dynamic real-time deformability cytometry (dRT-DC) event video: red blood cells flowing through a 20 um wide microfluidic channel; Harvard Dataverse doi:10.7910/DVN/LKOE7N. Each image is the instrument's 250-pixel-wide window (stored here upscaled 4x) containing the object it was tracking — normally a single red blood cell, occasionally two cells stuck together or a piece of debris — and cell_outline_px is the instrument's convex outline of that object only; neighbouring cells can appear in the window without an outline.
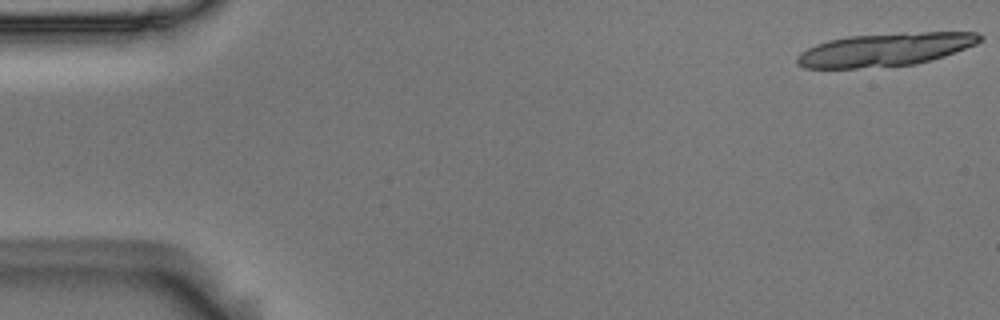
{"species": "Egyptian fruit bat (a non-hibernating species)", "species_latin": "Rousettus aegyptiacus", "temperature_condition": "room temperature", "stored_images_in_passage": 18, "camera_frame_rate_fps": 3000, "um_per_image_px": 0.085, "animal": {"sex": "male"}, "frame": {"image": 1, "passage_image": 1, "time_ms": 0.0, "image_size_px": [1000, 320], "cell_outline_px": [[984, 40], [976, 44], [944, 56], [932, 60], [916, 64], [856, 68], [804, 68], [796, 64], [796, 56], [800, 52], [816, 44], [828, 40], [848, 36], [924, 32], [976, 32], [984, 36]], "centroid_in_image_um": [75.24, 4.22], "position_along_channel_um": 9.8, "area_um2": 35.26}}